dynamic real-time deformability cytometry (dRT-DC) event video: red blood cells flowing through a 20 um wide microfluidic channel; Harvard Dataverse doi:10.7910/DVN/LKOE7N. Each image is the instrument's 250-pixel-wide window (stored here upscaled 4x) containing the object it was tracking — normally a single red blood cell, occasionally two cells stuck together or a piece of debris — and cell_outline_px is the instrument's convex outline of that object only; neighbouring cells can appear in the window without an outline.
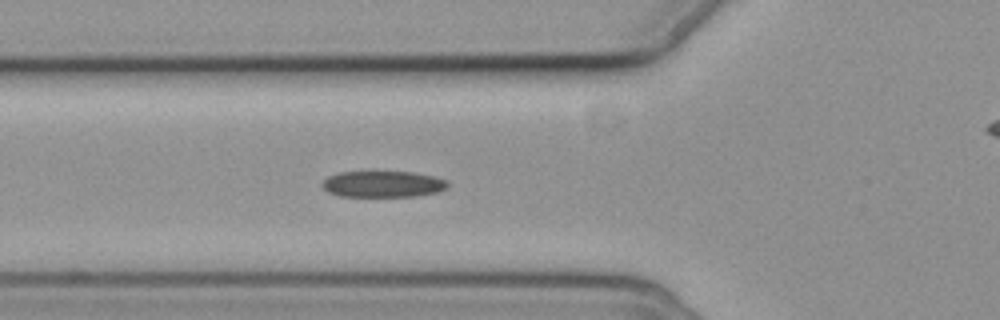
{"species": "common noctule bat (a hibernating species)", "species_latin": "Nyctalus noctula", "temperature_condition": "cold", "stored_images_in_passage": 4, "segment_of_instrument_passage": [1, 2], "camera_frame_rate_fps": 3000, "um_per_image_px": 0.085, "animal": {"sex": "female", "body_mass_g": 19.3, "forearm_length_mm": 54.1}, "frame": {"image": 1, "passage_image": 3, "time_ms": 3.333, "image_size_px": [1000, 320], "cell_outline_px": [[448, 188], [436, 192], [416, 196], [340, 196], [328, 192], [320, 184], [328, 176], [340, 172], [412, 172], [432, 176], [448, 180]], "centroid_in_image_um": [32.55, 15.65], "position_along_channel_um": 93.3, "area_um2": 19.13}}